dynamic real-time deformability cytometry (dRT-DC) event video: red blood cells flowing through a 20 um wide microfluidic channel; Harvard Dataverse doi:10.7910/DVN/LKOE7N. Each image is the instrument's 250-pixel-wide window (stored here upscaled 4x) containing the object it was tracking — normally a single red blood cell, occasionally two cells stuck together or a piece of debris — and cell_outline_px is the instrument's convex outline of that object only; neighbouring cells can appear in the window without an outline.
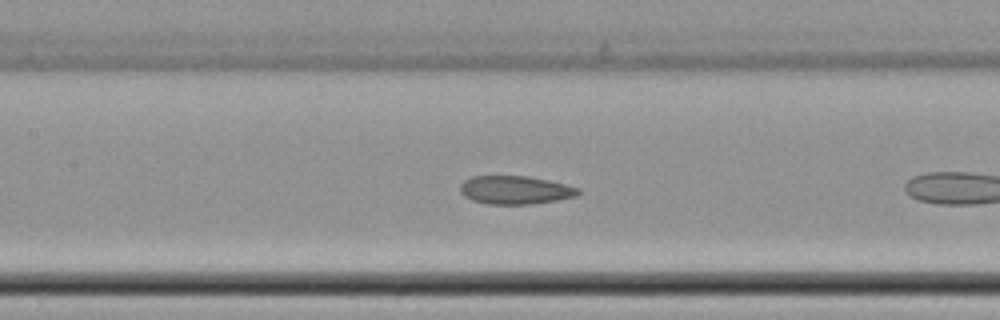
{"species": "common noctule bat (a hibernating species)", "species_latin": "Nyctalus noctula", "temperature_condition": "cold", "stored_images_in_passage": 16, "camera_frame_rate_fps": 3000, "um_per_image_px": 0.085, "animal": {"sex": "female", "body_mass_g": 22.7, "forearm_length_mm": 54.2}, "frame": {"image": 1, "passage_image": 10, "time_ms": 3.0, "image_size_px": [1000, 320], "cell_outline_px": [[580, 192], [576, 196], [556, 200], [532, 204], [488, 204], [472, 200], [464, 196], [460, 192], [460, 184], [464, 180], [472, 176], [528, 176], [548, 180], [580, 188]], "centroid_in_image_um": [43.77, 16.15], "position_along_channel_um": 163.6, "area_um2": 19.48}}